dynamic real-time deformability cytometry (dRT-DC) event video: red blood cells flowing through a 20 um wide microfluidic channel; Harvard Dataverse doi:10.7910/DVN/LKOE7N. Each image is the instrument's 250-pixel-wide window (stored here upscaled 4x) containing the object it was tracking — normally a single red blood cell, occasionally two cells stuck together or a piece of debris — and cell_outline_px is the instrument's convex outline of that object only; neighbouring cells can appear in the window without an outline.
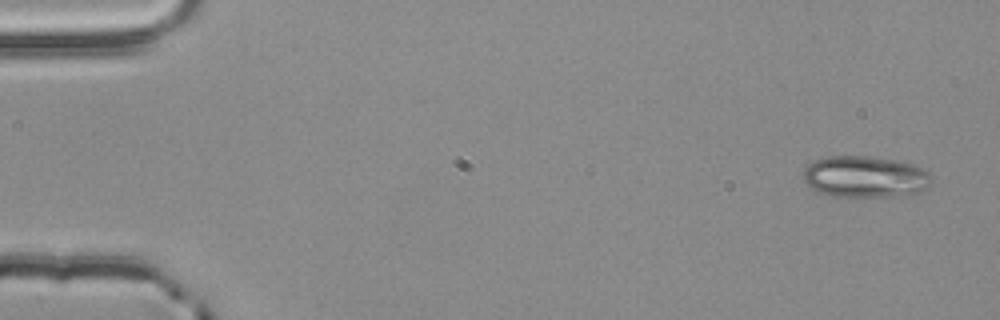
{"species": "common noctule bat (a hibernating species)", "species_latin": "Nyctalus noctula", "temperature_condition": "room temperature", "stored_images_in_passage": 5, "camera_frame_rate_fps": 3000, "um_per_image_px": 0.085, "animal": {"sex": "male", "body_mass_g": 20.4}, "frame": {"image": 1, "passage_image": 1, "time_ms": 0.0, "image_size_px": [1000, 320], "cell_outline_px": [[932, 180], [920, 192], [896, 196], [836, 196], [820, 192], [804, 184], [804, 168], [808, 164], [816, 160], [828, 156], [868, 156], [896, 160], [916, 164], [928, 172], [932, 176]], "centroid_in_image_um": [73.54, 15.01], "position_along_channel_um": 11.5, "area_um2": 30.98}}